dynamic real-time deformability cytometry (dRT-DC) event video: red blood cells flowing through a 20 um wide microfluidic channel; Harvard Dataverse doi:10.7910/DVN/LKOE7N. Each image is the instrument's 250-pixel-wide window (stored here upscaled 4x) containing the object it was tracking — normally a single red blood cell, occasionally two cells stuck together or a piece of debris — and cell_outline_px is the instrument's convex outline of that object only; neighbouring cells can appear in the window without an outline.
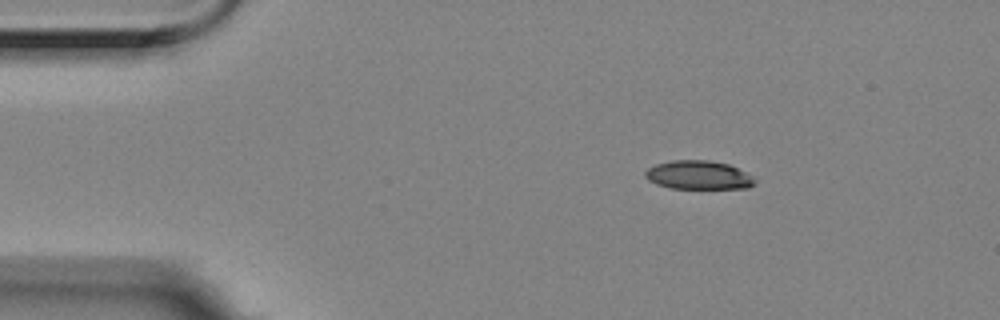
{"species": "Egyptian fruit bat (a non-hibernating species)", "species_latin": "Rousettus aegyptiacus", "temperature_condition": "room temperature", "stored_images_in_passage": 3, "segment_of_instrument_passage": [1, 2], "camera_frame_rate_fps": 3000, "um_per_image_px": 0.085, "animal": {"sex": "female"}, "frame": {"image": 1, "passage_image": 1, "time_ms": 0.0, "image_size_px": [1000, 320], "cell_outline_px": [[756, 184], [748, 188], [672, 188], [656, 184], [648, 180], [644, 176], [644, 172], [648, 168], [656, 164], [672, 160], [708, 160], [728, 164], [752, 176], [756, 180]], "centroid_in_image_um": [59.35, 14.88], "position_along_channel_um": 25.6, "area_um2": 18.26}}